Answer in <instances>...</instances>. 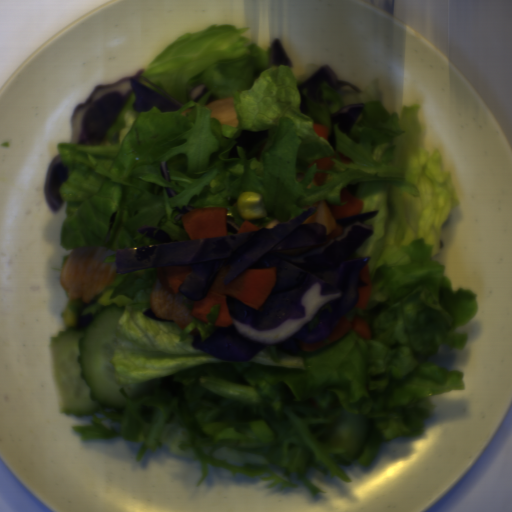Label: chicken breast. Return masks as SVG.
<instances>
[{
  "mask_svg": "<svg viewBox=\"0 0 512 512\" xmlns=\"http://www.w3.org/2000/svg\"><path fill=\"white\" fill-rule=\"evenodd\" d=\"M311 208H313L316 212L310 216L303 224L319 223L324 226L326 235H330L337 226L333 212L330 210L324 200H318L312 205L303 207L302 210L308 211Z\"/></svg>",
  "mask_w": 512,
  "mask_h": 512,
  "instance_id": "8e849b83",
  "label": "chicken breast"
},
{
  "mask_svg": "<svg viewBox=\"0 0 512 512\" xmlns=\"http://www.w3.org/2000/svg\"><path fill=\"white\" fill-rule=\"evenodd\" d=\"M205 107L211 110L210 118L217 119L221 125L226 124L232 128L239 125L233 96L212 101Z\"/></svg>",
  "mask_w": 512,
  "mask_h": 512,
  "instance_id": "ea81aa3d",
  "label": "chicken breast"
},
{
  "mask_svg": "<svg viewBox=\"0 0 512 512\" xmlns=\"http://www.w3.org/2000/svg\"><path fill=\"white\" fill-rule=\"evenodd\" d=\"M193 307L192 300L179 292L170 293L159 279H154L150 293V308L158 318L172 320L183 330L193 321Z\"/></svg>",
  "mask_w": 512,
  "mask_h": 512,
  "instance_id": "c9198e5e",
  "label": "chicken breast"
},
{
  "mask_svg": "<svg viewBox=\"0 0 512 512\" xmlns=\"http://www.w3.org/2000/svg\"><path fill=\"white\" fill-rule=\"evenodd\" d=\"M117 250L99 246H80L69 253L59 272L58 283L69 300L80 298L89 303L92 298L113 286L117 269L115 262L105 259Z\"/></svg>",
  "mask_w": 512,
  "mask_h": 512,
  "instance_id": "cb542c10",
  "label": "chicken breast"
}]
</instances>
